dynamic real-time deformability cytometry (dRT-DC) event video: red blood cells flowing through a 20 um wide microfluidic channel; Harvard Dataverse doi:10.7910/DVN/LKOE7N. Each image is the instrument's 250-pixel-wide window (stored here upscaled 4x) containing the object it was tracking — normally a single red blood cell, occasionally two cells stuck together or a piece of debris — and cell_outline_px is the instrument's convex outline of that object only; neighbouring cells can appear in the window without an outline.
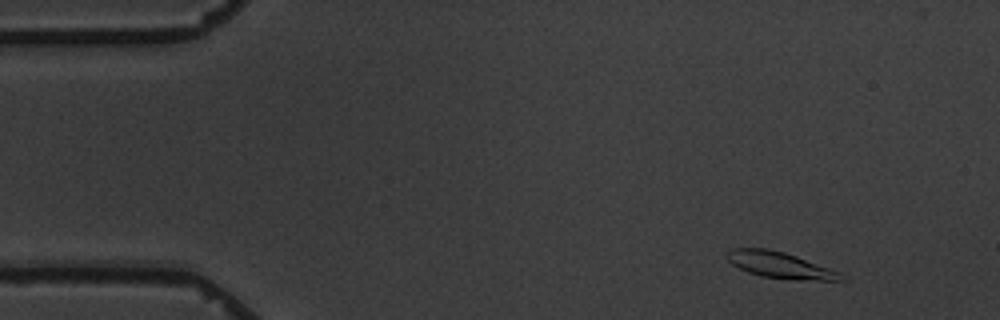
{"species": "common noctule bat (a hibernating species)", "species_latin": "Nyctalus noctula", "temperature_condition": "warm", "stored_images_in_passage": 5, "camera_frame_rate_fps": 3000, "um_per_image_px": 0.085, "animal": {"sex": "male", "body_mass_g": 19.5, "forearm_length_mm": 54.6}, "frame": {"image": 1, "passage_image": 2, "time_ms": 1.0, "image_size_px": [1000, 320], "cell_outline_px": [[844, 280], [792, 280], [760, 276], [748, 272], [732, 264], [728, 260], [728, 252], [732, 248], [768, 248], [784, 252], [796, 256], [840, 272], [844, 276]], "centroid_in_image_um": [66.3, 22.54], "position_along_channel_um": 18.7, "area_um2": 17.28}}
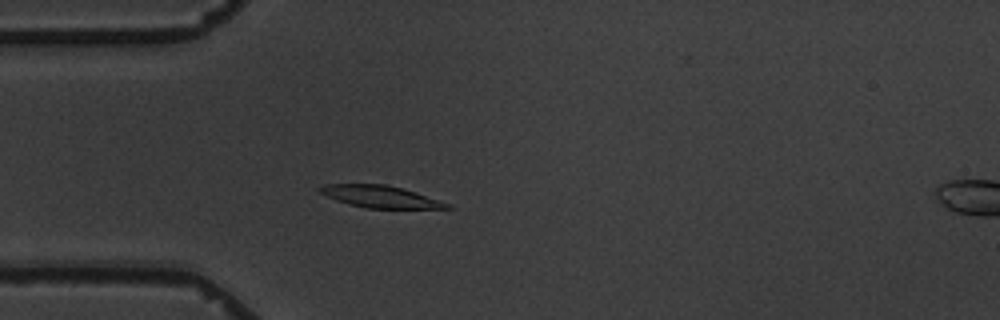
{"frame": {"image": 2, "passage_image": 4, "time_ms": 4.333, "image_size_px": [1000, 320], "cell_outline_px": [[456, 208], [364, 208], [348, 204], [336, 200], [320, 192], [316, 188], [324, 184], [384, 184], [404, 188], [452, 204]], "centroid_in_image_um": [32.36, 16.71], "position_along_channel_um": 52.6, "area_um2": 16.42}}